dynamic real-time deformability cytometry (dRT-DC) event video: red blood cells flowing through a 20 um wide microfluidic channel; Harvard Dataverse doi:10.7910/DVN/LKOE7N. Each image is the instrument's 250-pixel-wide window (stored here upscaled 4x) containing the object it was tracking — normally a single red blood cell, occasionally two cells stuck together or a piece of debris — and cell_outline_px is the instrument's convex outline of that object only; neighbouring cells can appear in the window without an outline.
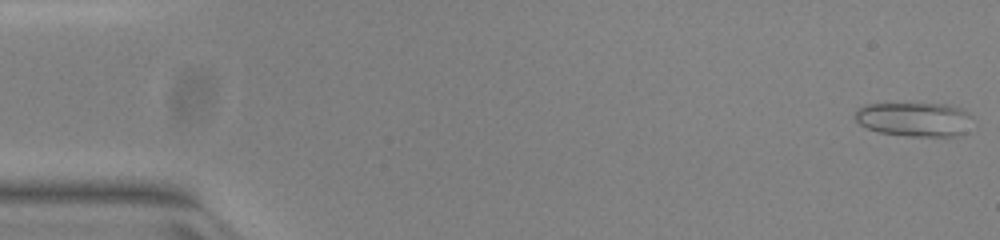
{"species": "common noctule bat (a hibernating species)", "species_latin": "Nyctalus noctula", "temperature_condition": "warm", "stored_images_in_passage": 51, "camera_frame_rate_fps": 3000, "um_per_image_px": 0.085, "animal": {"sex": "female", "body_mass_g": 23.0, "forearm_length_mm": 53.4}, "frame": {"image": 1, "passage_image": 1, "time_ms": 0.0, "image_size_px": [1000, 240], "cell_outline_px": [[972, 116], [964, 132], [956, 136], [908, 136], [880, 132], [868, 128], [860, 124], [856, 120], [856, 108], [864, 104], [948, 104], [960, 108], [968, 112]], "centroid_in_image_um": [77.71, 10.13], "position_along_channel_um": 7.3, "area_um2": 23.18}}
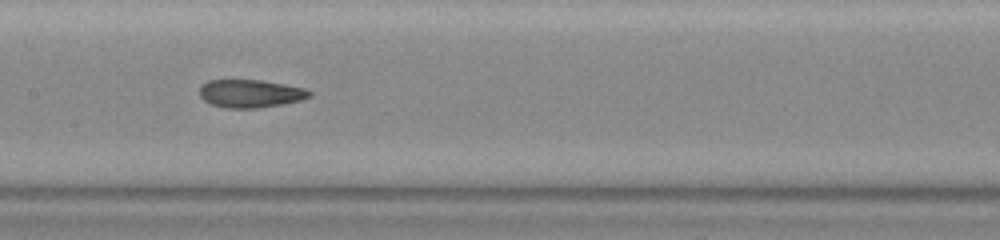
{"frame": {"image": 2, "passage_image": 25, "time_ms": 8.0, "image_size_px": [1000, 240], "cell_outline_px": [[312, 96], [300, 100], [284, 104], [256, 108], [228, 108], [212, 104], [204, 100], [200, 96], [200, 84], [208, 80], [260, 80], [284, 84], [304, 88], [312, 92]], "centroid_in_image_um": [21.28, 7.95], "position_along_channel_um": 186.1, "area_um2": 17.92}}
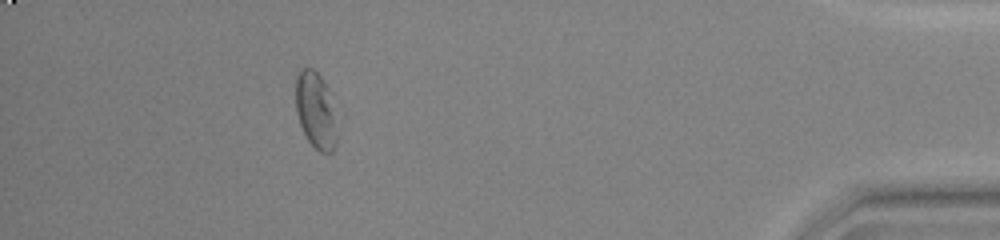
{"frame": {"image": 3, "passage_image": 46, "time_ms": 15.0, "image_size_px": [1000, 240], "cell_outline_px": [[344, 116], [336, 148], [332, 152], [320, 152], [308, 140], [300, 124], [296, 112], [296, 76], [304, 68], [312, 68], [320, 76], [344, 112]], "centroid_in_image_um": [27.03, 9.44], "position_along_channel_um": 408.2, "area_um2": 20.29}, "authors_computed_cell_mechanics": {"area_um2": 19.4208, "velocity_mm_per_s": 3.9804, "shape_relaxation_time_tau1_ms": null, "shape_relaxation_time_tau2_ms": 1.6645, "deformation_change_tau1": null, "deformation_change_tau2": 0.0753}}